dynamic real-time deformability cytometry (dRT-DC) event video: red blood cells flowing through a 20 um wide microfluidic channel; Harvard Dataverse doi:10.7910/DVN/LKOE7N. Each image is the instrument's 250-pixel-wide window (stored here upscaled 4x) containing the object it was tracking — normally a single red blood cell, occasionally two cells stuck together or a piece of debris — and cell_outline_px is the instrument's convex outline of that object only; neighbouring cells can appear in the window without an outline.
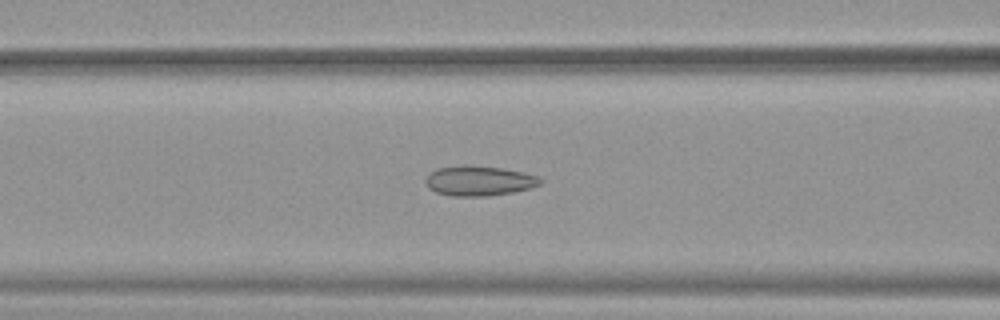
{"species": "common noctule bat (a hibernating species)", "species_latin": "Nyctalus noctula", "temperature_condition": "warm", "stored_images_in_passage": 39, "camera_frame_rate_fps": 3000, "um_per_image_px": 0.085, "animal": {"sex": "female", "body_mass_g": 19.9}, "frame": {"image": 1, "passage_image": 9, "time_ms": 2.667, "image_size_px": [1000, 320], "cell_outline_px": [[544, 180], [540, 184], [528, 188], [512, 192], [488, 196], [452, 196], [436, 192], [428, 188], [424, 184], [424, 180], [436, 168], [504, 168], [524, 172], [540, 176]], "centroid_in_image_um": [40.76, 15.41], "position_along_channel_um": 125.8, "area_um2": 19.31}}
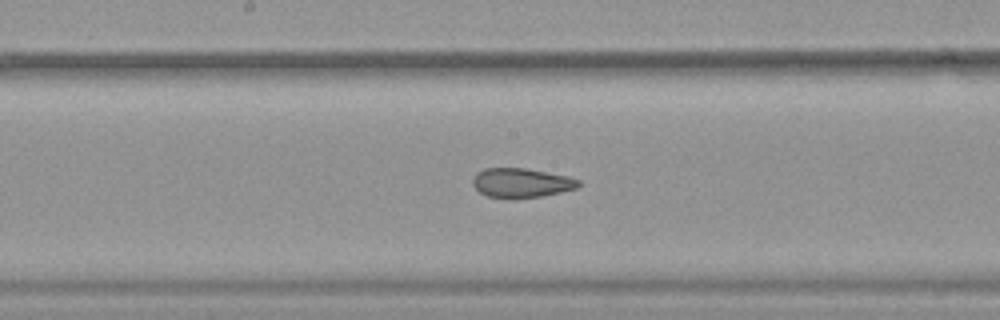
{"frame": {"image": 2, "passage_image": 15, "time_ms": 4.667, "image_size_px": [1000, 320], "cell_outline_px": [[580, 184], [576, 188], [544, 196], [512, 200], [488, 196], [480, 192], [472, 184], [472, 180], [476, 172], [484, 168], [524, 168], [568, 176], [580, 180]], "centroid_in_image_um": [44.29, 15.56], "position_along_channel_um": 203.9, "area_um2": 18.38}}
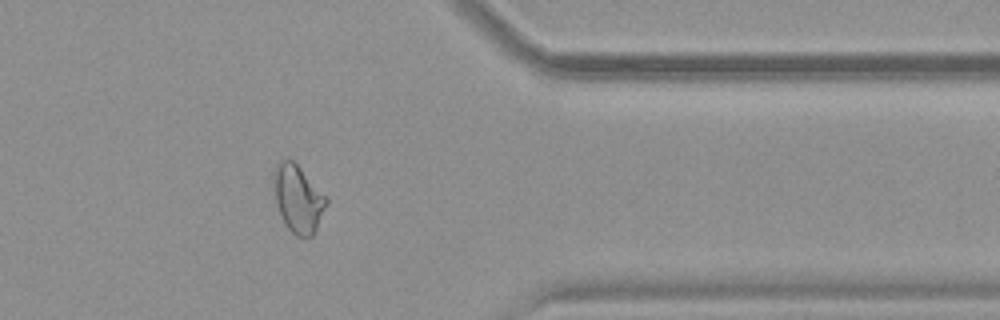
{"frame": {"image": 3, "passage_image": 30, "time_ms": 9.667, "image_size_px": [1000, 320], "cell_outline_px": [[328, 204], [312, 236], [296, 236], [288, 228], [276, 204], [272, 176], [272, 172], [276, 164], [280, 160], [292, 160], [328, 196]], "centroid_in_image_um": [25.34, 16.86], "position_along_channel_um": 386.1, "area_um2": 20.63}, "authors_computed_cell_mechanics": {"area_um2": 20.4612, "velocity_mm_per_s": 3.9099, "shape_relaxation_time_tau1_ms": null, "shape_relaxation_time_tau2_ms": 1.6408, "deformation_change_tau1": null, "deformation_change_tau2": 0.0812}}